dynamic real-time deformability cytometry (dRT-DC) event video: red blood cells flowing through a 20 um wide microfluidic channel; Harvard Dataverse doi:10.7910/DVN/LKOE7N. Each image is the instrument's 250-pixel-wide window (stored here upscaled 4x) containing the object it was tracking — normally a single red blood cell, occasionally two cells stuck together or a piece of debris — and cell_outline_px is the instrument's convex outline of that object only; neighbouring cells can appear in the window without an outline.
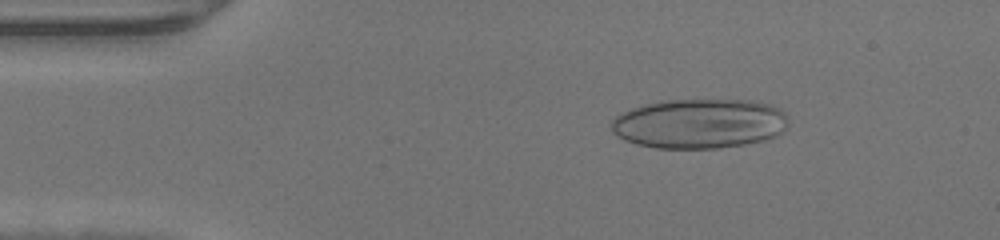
{"species": "human", "species_latin": "Homo sapiens", "temperature_condition": "warm", "stored_images_in_passage": 46, "camera_frame_rate_fps": 3000, "um_per_image_px": 0.085, "donor": {"sex": "male"}, "frame": {"image": 1, "passage_image": 7, "time_ms": 2.0, "image_size_px": [1000, 240], "cell_outline_px": [[788, 128], [784, 132], [776, 136], [764, 140], [744, 144], [720, 148], [656, 148], [636, 144], [624, 140], [612, 132], [612, 120], [616, 116], [632, 108], [644, 104], [668, 100], [752, 100], [772, 104], [780, 108], [788, 116]], "centroid_in_image_um": [59.51, 10.5], "position_along_channel_um": 25.5, "area_um2": 51.67}}
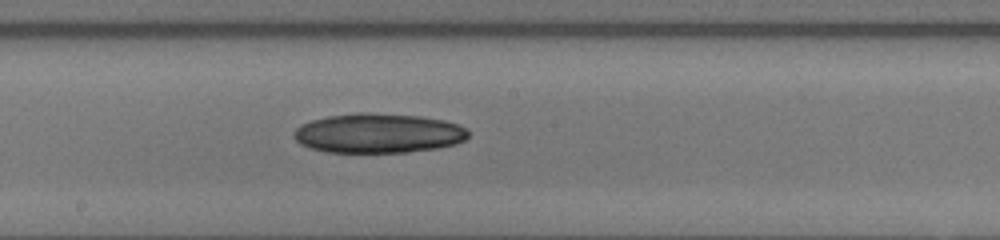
{"frame": {"image": 2, "passage_image": 25, "time_ms": 8.0, "image_size_px": [1000, 240], "cell_outline_px": [[468, 136], [464, 140], [456, 144], [436, 148], [408, 152], [328, 152], [312, 148], [300, 144], [292, 136], [292, 132], [300, 124], [312, 120], [328, 116], [360, 112], [364, 112], [420, 116], [444, 120], [460, 124], [468, 128]], "centroid_in_image_um": [32.16, 11.32], "position_along_channel_um": 216.0, "area_um2": 40.4}}
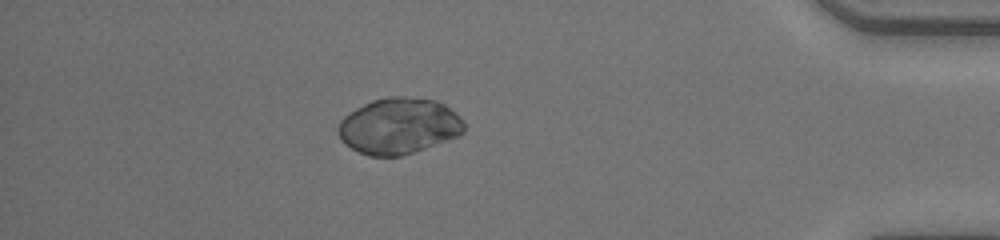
{"frame": {"image": 3, "passage_image": 41, "time_ms": 13.333, "image_size_px": [1000, 240], "cell_outline_px": [[464, 132], [460, 136], [400, 156], [368, 156], [344, 144], [340, 140], [336, 128], [340, 120], [344, 116], [356, 108], [372, 100], [388, 96], [404, 96], [436, 100], [444, 104], [456, 112], [460, 116], [464, 124]], "centroid_in_image_um": [33.89, 10.7], "position_along_channel_um": 401.3, "area_um2": 41.38}}